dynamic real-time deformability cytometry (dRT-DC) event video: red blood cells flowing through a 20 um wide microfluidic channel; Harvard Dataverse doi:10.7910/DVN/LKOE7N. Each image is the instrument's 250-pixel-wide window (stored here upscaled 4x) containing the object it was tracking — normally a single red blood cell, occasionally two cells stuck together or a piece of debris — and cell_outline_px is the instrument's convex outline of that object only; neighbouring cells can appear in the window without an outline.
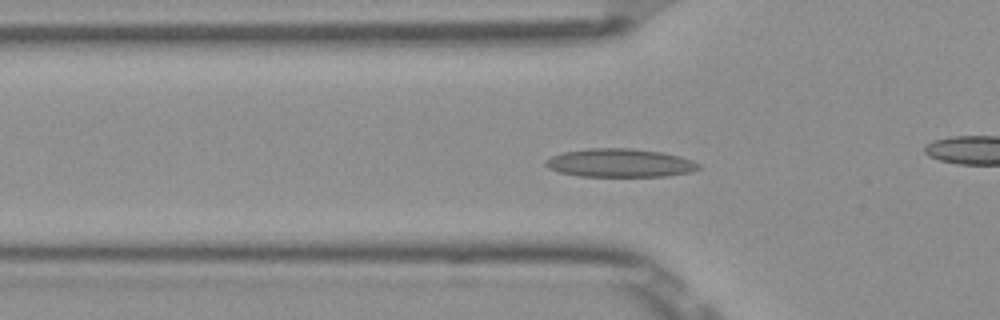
{"species": "Egyptian fruit bat (a non-hibernating species)", "species_latin": "Rousettus aegyptiacus", "temperature_condition": "room temperature", "stored_images_in_passage": 53, "camera_frame_rate_fps": 3000, "um_per_image_px": 0.085, "frame": {"image": 1, "passage_image": 17, "time_ms": 5.333, "image_size_px": [1000, 320], "cell_outline_px": [[700, 168], [692, 172], [668, 176], [580, 176], [560, 172], [548, 168], [544, 164], [552, 156], [560, 152], [588, 148], [628, 148], [660, 152], [680, 156], [692, 160], [700, 164]], "centroid_in_image_um": [52.71, 13.85], "position_along_channel_um": 73.1, "area_um2": 25.32}}
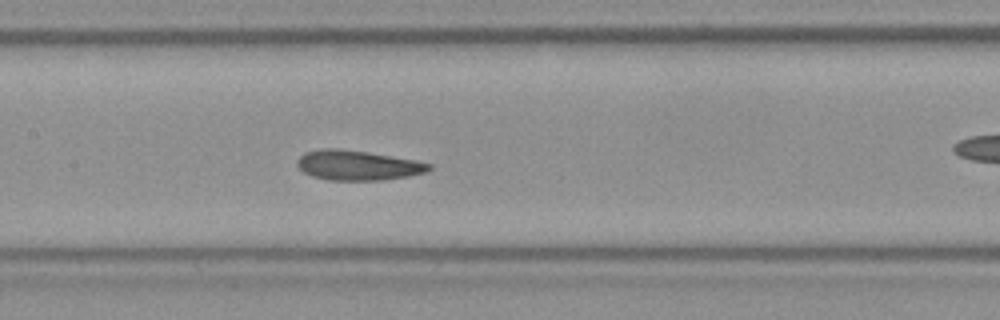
{"frame": {"image": 2, "passage_image": 25, "time_ms": 8.0, "image_size_px": [1000, 320], "cell_outline_px": [[432, 168], [424, 172], [408, 176], [380, 180], [328, 180], [312, 176], [304, 172], [296, 164], [296, 160], [304, 152], [320, 148], [340, 148], [368, 152], [416, 160], [432, 164]], "centroid_in_image_um": [30.37, 14.04], "position_along_channel_um": 177.0, "area_um2": 23.0}}
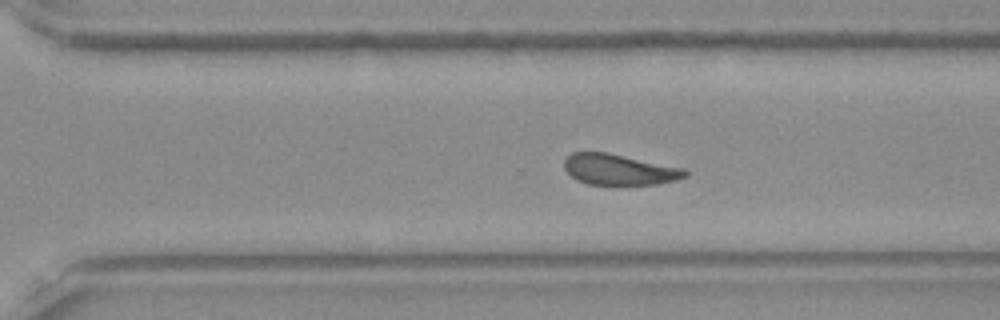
{"frame": {"image": 3, "passage_image": 36, "time_ms": 11.667, "image_size_px": [1000, 320], "cell_outline_px": [[688, 176], [676, 180], [656, 184], [588, 184], [576, 180], [564, 168], [564, 160], [572, 152], [608, 152], [684, 168], [688, 172]], "centroid_in_image_um": [52.64, 14.4], "position_along_channel_um": 318.0, "area_um2": 21.68}, "authors_computed_cell_mechanics": {"area_um2": 23.0044, "velocity_mm_per_s": 3.8609, "shape_relaxation_time_tau1_ms": 7.703, "shape_relaxation_time_tau2_ms": 1.7707, "deformation_change_tau1": 0.1484, "deformation_change_tau2": 0.0809}}